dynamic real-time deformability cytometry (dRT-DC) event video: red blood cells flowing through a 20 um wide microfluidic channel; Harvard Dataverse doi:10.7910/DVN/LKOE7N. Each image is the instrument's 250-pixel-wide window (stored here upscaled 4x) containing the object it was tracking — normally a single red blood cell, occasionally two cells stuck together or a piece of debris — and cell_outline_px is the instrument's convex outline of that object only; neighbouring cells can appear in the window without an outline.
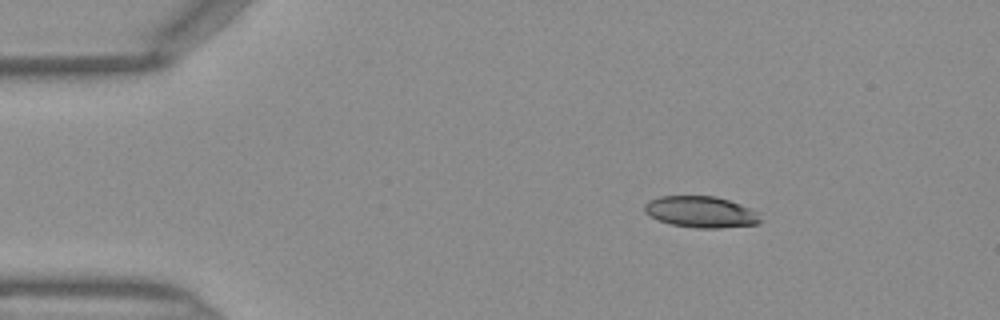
{"species": "Egyptian fruit bat (a non-hibernating species)", "species_latin": "Rousettus aegyptiacus", "temperature_condition": "warm", "stored_images_in_passage": 40, "camera_frame_rate_fps": 3000, "um_per_image_px": 0.085, "frame": {"image": 1, "passage_image": 1, "time_ms": 0.0, "image_size_px": [1000, 320], "cell_outline_px": [[760, 220], [756, 224], [720, 228], [696, 228], [672, 224], [648, 216], [644, 212], [644, 204], [648, 200], [660, 196], [716, 196], [740, 204], [760, 212]], "centroid_in_image_um": [59.56, 18.0], "position_along_channel_um": 25.4, "area_um2": 21.21}}
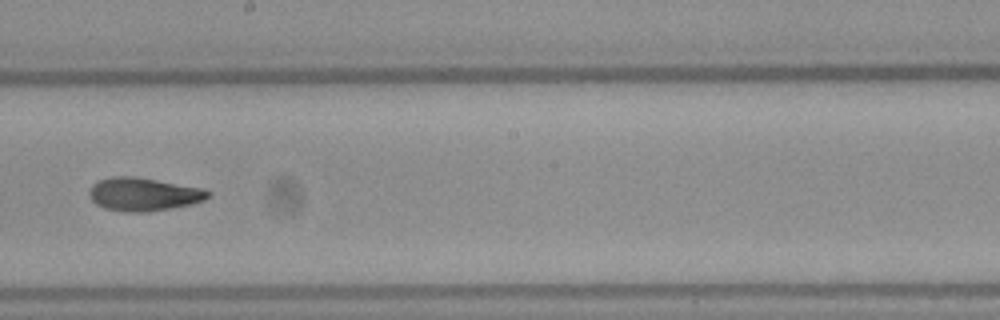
{"frame": {"image": 2, "passage_image": 20, "time_ms": 6.333, "image_size_px": [1000, 320], "cell_outline_px": [[212, 192], [204, 200], [192, 204], [172, 208], [148, 212], [124, 212], [104, 208], [96, 204], [92, 200], [88, 192], [92, 184], [100, 180], [112, 176], [136, 176], [200, 188]], "centroid_in_image_um": [12.17, 16.52], "position_along_channel_um": 236.0, "area_um2": 23.0}}
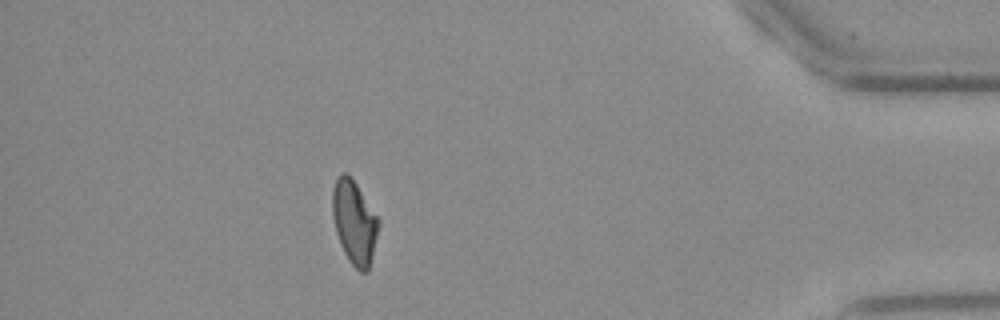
{"frame": {"image": 3, "passage_image": 35, "time_ms": 11.333, "image_size_px": [1000, 320], "cell_outline_px": [[380, 224], [368, 272], [360, 272], [348, 260], [344, 252], [336, 232], [332, 216], [332, 188], [340, 172], [344, 172], [356, 184], [380, 220]], "centroid_in_image_um": [30.11, 18.9], "position_along_channel_um": 405.1, "area_um2": 22.31}}